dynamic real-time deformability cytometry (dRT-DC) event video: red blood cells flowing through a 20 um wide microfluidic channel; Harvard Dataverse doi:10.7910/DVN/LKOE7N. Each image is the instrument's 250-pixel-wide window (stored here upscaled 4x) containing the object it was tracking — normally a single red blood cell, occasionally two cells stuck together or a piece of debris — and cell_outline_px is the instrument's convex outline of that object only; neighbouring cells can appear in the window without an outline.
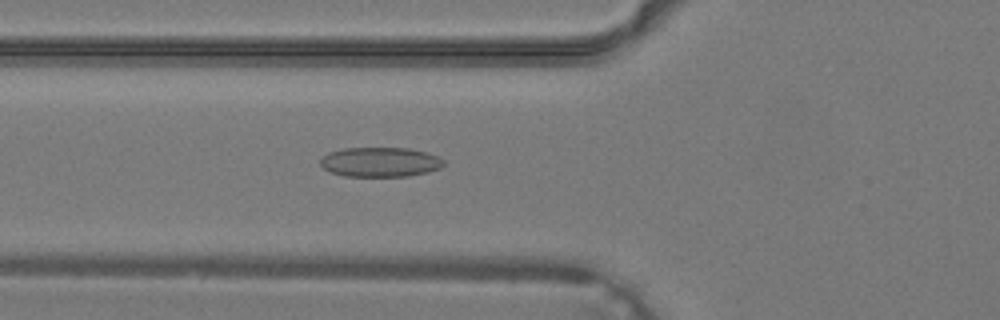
{"species": "common noctule bat (a hibernating species)", "species_latin": "Nyctalus noctula", "temperature_condition": "warm", "stored_images_in_passage": 37, "camera_frame_rate_fps": 3000, "um_per_image_px": 0.085, "animal": {"sex": "male", "body_mass_g": 19.2, "forearm_length_mm": 51.8}, "frame": {"image": 1, "passage_image": 13, "time_ms": 4.0, "image_size_px": [1000, 320], "cell_outline_px": [[444, 164], [440, 168], [428, 172], [408, 176], [344, 176], [328, 172], [320, 164], [320, 160], [328, 152], [344, 148], [408, 148], [440, 156], [444, 160]], "centroid_in_image_um": [32.31, 13.77], "position_along_channel_um": 93.5, "area_um2": 21.39}}
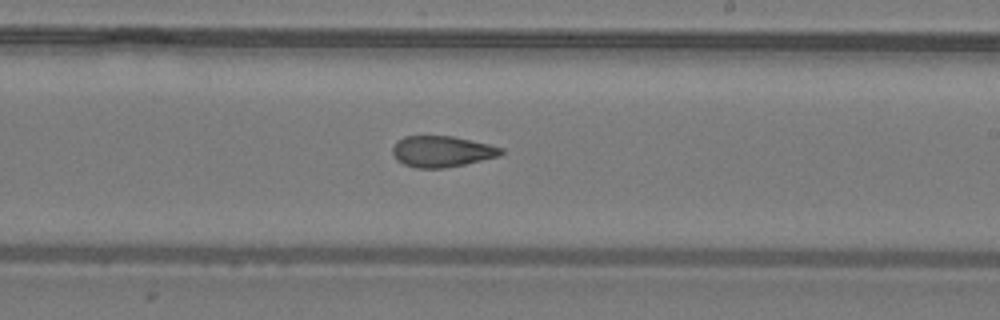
{"frame": {"image": 2, "passage_image": 22, "time_ms": 7.0, "image_size_px": [1000, 320], "cell_outline_px": [[504, 152], [500, 156], [464, 164], [444, 168], [416, 168], [404, 164], [396, 160], [392, 152], [392, 148], [396, 140], [404, 136], [452, 136], [488, 144], [504, 148]], "centroid_in_image_um": [37.54, 12.87], "position_along_channel_um": 251.5, "area_um2": 19.71}}
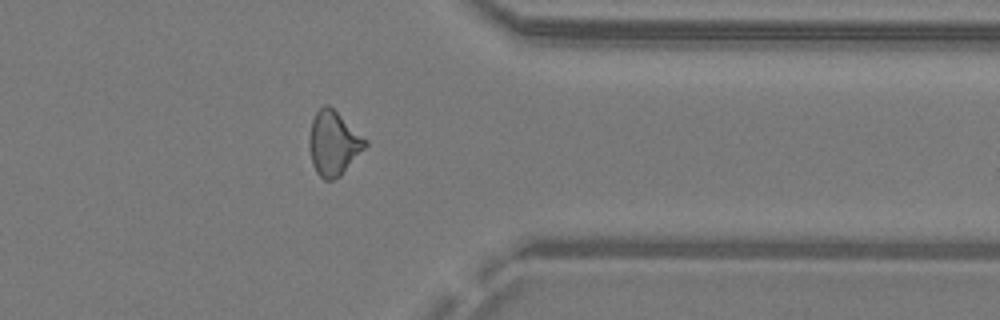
{"frame": {"image": 3, "passage_image": 30, "time_ms": 9.667, "image_size_px": [1000, 320], "cell_outline_px": [[368, 144], [340, 176], [332, 180], [324, 180], [316, 172], [312, 164], [308, 144], [308, 136], [312, 120], [316, 112], [324, 104], [328, 104], [368, 140]], "centroid_in_image_um": [28.33, 12.17], "position_along_channel_um": 383.1, "area_um2": 20.98}}